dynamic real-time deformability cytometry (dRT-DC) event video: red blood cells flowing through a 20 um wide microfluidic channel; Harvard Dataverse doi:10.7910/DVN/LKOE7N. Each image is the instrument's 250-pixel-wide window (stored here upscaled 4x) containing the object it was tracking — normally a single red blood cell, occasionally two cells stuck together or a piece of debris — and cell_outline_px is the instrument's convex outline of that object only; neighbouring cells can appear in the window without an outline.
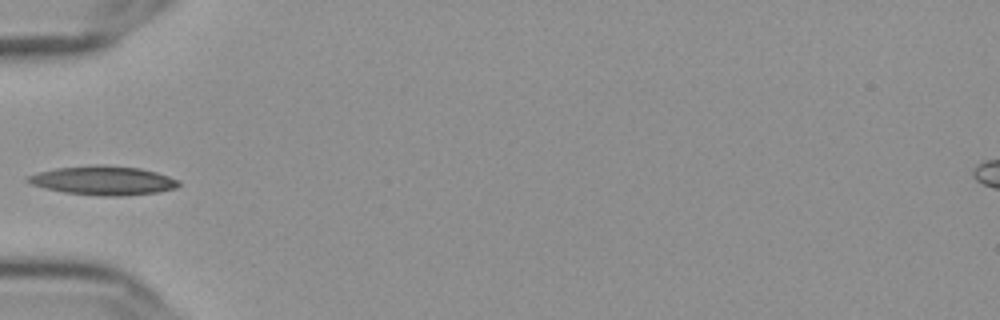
{"species": "Egyptian fruit bat (a non-hibernating species)", "species_latin": "Rousettus aegyptiacus", "temperature_condition": "cold", "stored_images_in_passage": 38, "camera_frame_rate_fps": 3000, "um_per_image_px": 0.085, "frame": {"image": 1, "passage_image": 1, "time_ms": 0.0, "image_size_px": [1000, 320], "cell_outline_px": [[180, 184], [176, 188], [160, 192], [124, 196], [100, 196], [64, 192], [44, 188], [32, 184], [24, 180], [28, 176], [36, 172], [56, 168], [96, 164], [104, 164], [140, 168], [156, 172], [168, 176], [176, 180]], "centroid_in_image_um": [8.75, 15.34], "position_along_channel_um": 76.2, "area_um2": 25.66}}
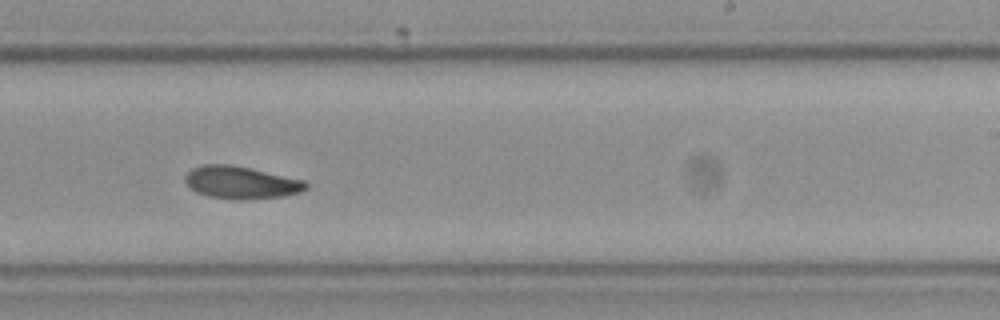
{"frame": {"image": 2, "passage_image": 17, "time_ms": 5.333, "image_size_px": [1000, 320], "cell_outline_px": [[308, 188], [300, 192], [284, 196], [240, 200], [232, 200], [208, 196], [196, 192], [188, 188], [184, 180], [184, 176], [192, 168], [200, 164], [228, 164], [248, 168], [304, 180], [308, 184]], "centroid_in_image_um": [20.43, 15.52], "position_along_channel_um": 268.6, "area_um2": 23.0}}
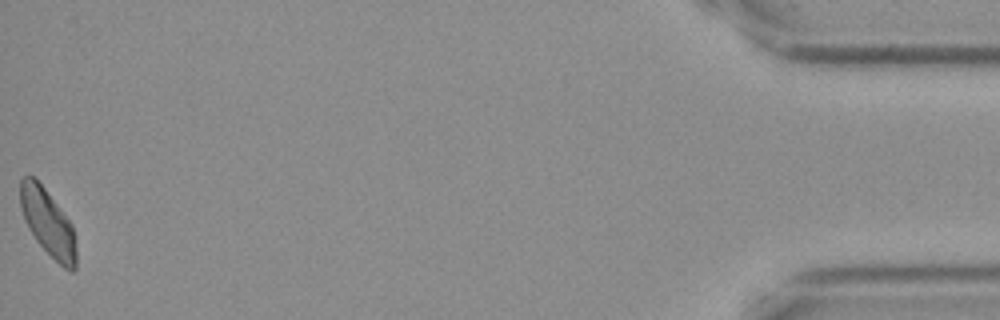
{"frame": {"image": 3, "passage_image": 38, "time_ms": 12.333, "image_size_px": [1000, 320], "cell_outline_px": [[76, 268], [72, 272], [64, 268], [36, 240], [28, 228], [24, 220], [20, 208], [20, 180], [24, 176], [32, 176], [44, 188], [72, 224], [76, 248]], "centroid_in_image_um": [4.06, 18.94], "position_along_channel_um": 431.1, "area_um2": 21.39}, "authors_computed_cell_mechanics": {"area_um2": 22.6287, "velocity_mm_per_s": 3.5942, "shape_relaxation_time_tau1_ms": 4.2954, "shape_relaxation_time_tau2_ms": null, "deformation_change_tau1": 0.1218, "deformation_change_tau2": null}}